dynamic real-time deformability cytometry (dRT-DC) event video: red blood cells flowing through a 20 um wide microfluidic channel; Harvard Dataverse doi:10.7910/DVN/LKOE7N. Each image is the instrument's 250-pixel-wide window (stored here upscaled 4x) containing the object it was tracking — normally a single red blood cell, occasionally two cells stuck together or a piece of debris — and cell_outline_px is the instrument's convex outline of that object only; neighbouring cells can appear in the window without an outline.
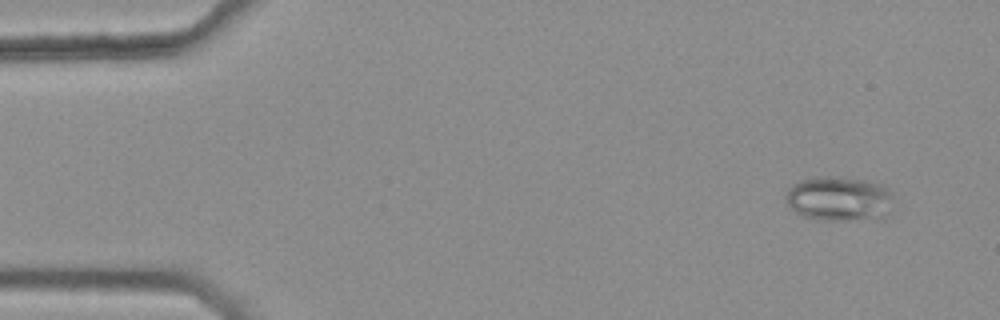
{"species": "common noctule bat (a hibernating species)", "species_latin": "Nyctalus noctula", "temperature_condition": "warm", "stored_images_in_passage": 5, "camera_frame_rate_fps": 3000, "um_per_image_px": 0.085, "animal": {"sex": "female", "body_mass_g": 25.1}, "frame": {"image": 1, "passage_image": 2, "time_ms": 0.333, "image_size_px": [1000, 320], "cell_outline_px": [[892, 196], [884, 220], [816, 220], [804, 216], [796, 212], [788, 204], [784, 196], [788, 188], [800, 180], [820, 176], [828, 176], [860, 180], [880, 184], [888, 188], [892, 192]], "centroid_in_image_um": [71.31, 16.92], "position_along_channel_um": 13.7, "area_um2": 28.09}}